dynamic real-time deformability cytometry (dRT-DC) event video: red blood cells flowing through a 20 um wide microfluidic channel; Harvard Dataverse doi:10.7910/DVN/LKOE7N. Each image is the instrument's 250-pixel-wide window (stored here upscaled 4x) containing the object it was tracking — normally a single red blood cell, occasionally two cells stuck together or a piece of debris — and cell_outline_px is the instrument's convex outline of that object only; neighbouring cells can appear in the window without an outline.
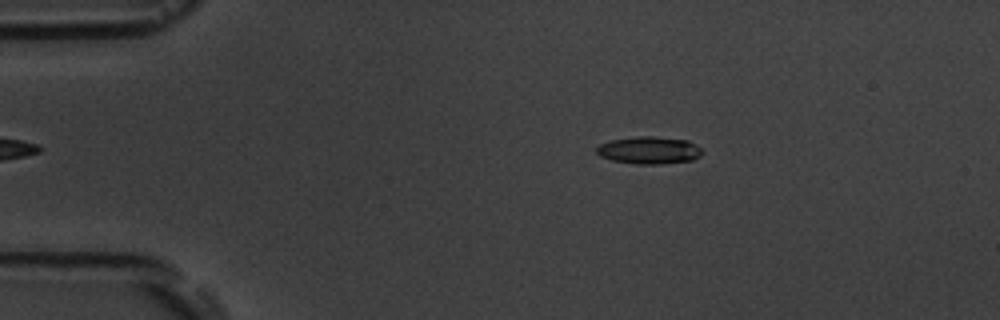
{"species": "common noctule bat (a hibernating species)", "species_latin": "Nyctalus noctula", "temperature_condition": "room temperature", "stored_images_in_passage": 4, "camera_frame_rate_fps": 3000, "um_per_image_px": 0.085, "animal": {"sex": "male", "body_mass_g": 19.5, "forearm_length_mm": 54.6}, "frame": {"image": 1, "passage_image": 1, "time_ms": 0.0, "image_size_px": [1000, 320], "cell_outline_px": [[704, 152], [700, 156], [692, 160], [660, 164], [636, 164], [612, 160], [600, 156], [596, 152], [596, 148], [600, 144], [608, 140], [640, 136], [652, 136], [688, 140], [700, 148]], "centroid_in_image_um": [55.16, 12.77], "position_along_channel_um": 29.8, "area_um2": 16.88}}
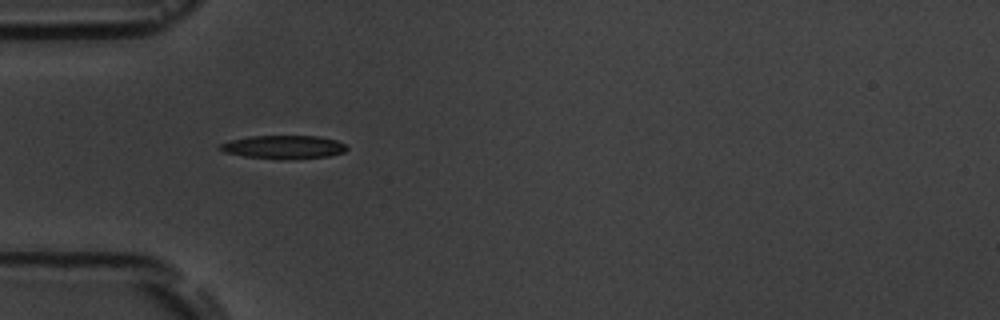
{"frame": {"image": 2, "passage_image": 3, "time_ms": 2.333, "image_size_px": [1000, 320], "cell_outline_px": [[348, 148], [344, 152], [328, 156], [280, 160], [244, 156], [224, 152], [216, 148], [220, 144], [232, 140], [252, 136], [316, 136], [336, 140], [348, 144]], "centroid_in_image_um": [24.12, 12.5], "position_along_channel_um": 60.9, "area_um2": 17.34}}
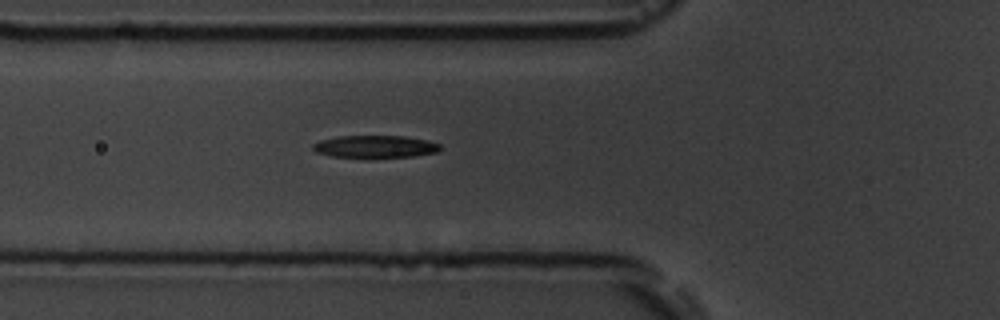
{"frame": {"image": 3, "passage_image": 4, "time_ms": 3.333, "image_size_px": [1000, 320], "cell_outline_px": [[440, 148], [436, 152], [412, 156], [332, 156], [316, 152], [312, 148], [312, 144], [320, 140], [336, 136], [404, 136], [428, 140], [440, 144]], "centroid_in_image_um": [31.86, 12.43], "position_along_channel_um": 93.9, "area_um2": 16.13}}